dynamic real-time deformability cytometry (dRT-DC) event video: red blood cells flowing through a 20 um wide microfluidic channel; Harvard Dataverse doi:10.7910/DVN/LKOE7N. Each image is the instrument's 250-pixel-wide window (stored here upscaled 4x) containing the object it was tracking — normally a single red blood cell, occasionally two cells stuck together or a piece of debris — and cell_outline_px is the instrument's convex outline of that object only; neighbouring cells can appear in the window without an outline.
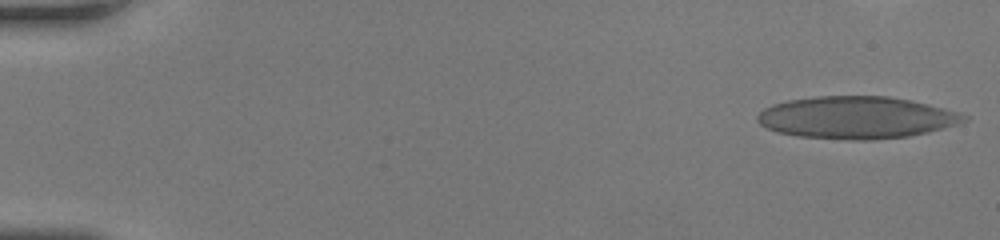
{"species": "human", "species_latin": "Homo sapiens", "temperature_condition": "room temperature", "stored_images_in_passage": 40, "camera_frame_rate_fps": 3000, "um_per_image_px": 0.085, "donor": {"sex": "female"}, "frame": {"image": 1, "passage_image": 1, "time_ms": 0.0, "image_size_px": [1000, 240], "cell_outline_px": [[968, 120], [956, 124], [928, 132], [908, 136], [872, 140], [844, 140], [800, 136], [776, 132], [760, 124], [756, 120], [756, 116], [764, 108], [772, 104], [788, 100], [816, 96], [888, 96], [928, 104], [960, 112], [968, 116]], "centroid_in_image_um": [72.78, 9.99], "position_along_channel_um": 12.2, "area_um2": 50.86}}
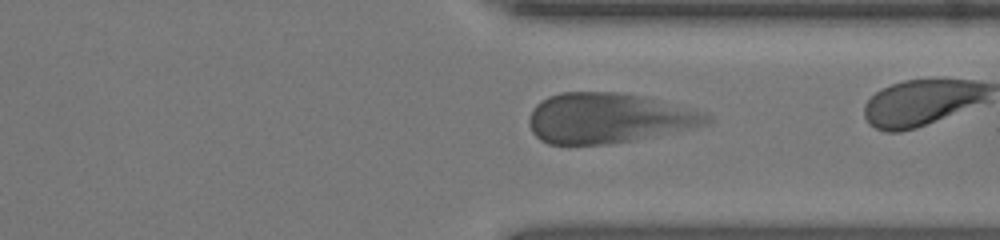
{"frame": {"image": 2, "passage_image": 38, "time_ms": 12.333, "image_size_px": [1000, 240], "cell_outline_px": [[712, 120], [708, 124], [632, 140], [608, 144], [548, 144], [540, 140], [532, 132], [528, 124], [528, 120], [532, 108], [540, 100], [548, 96], [560, 92], [616, 92], [640, 96], [704, 112], [712, 116]], "centroid_in_image_um": [51.64, 10.04], "position_along_channel_um": 359.8, "area_um2": 51.5}}